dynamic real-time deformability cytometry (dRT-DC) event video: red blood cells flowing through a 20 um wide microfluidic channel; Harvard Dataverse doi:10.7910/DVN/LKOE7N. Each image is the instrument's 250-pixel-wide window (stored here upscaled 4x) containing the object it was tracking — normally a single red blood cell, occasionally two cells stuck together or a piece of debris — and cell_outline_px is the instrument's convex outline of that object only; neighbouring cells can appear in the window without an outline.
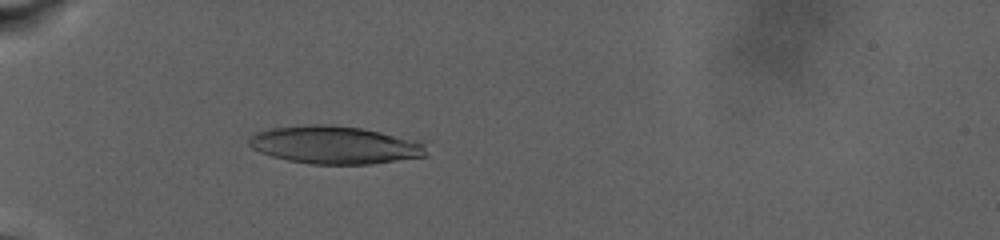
{"species": "human", "species_latin": "Homo sapiens", "temperature_condition": "warm", "stored_images_in_passage": 18, "camera_frame_rate_fps": 3000, "um_per_image_px": 0.085, "donor": {"sex": "male"}, "frame": {"image": 1, "passage_image": 16, "time_ms": 10.0, "image_size_px": [1000, 240], "cell_outline_px": [[428, 156], [368, 164], [308, 164], [288, 160], [272, 156], [260, 152], [252, 148], [248, 144], [248, 140], [256, 132], [268, 128], [308, 124], [324, 124], [360, 128], [380, 132], [424, 144]], "centroid_in_image_um": [28.38, 12.32], "position_along_channel_um": 56.6, "area_um2": 38.73}}